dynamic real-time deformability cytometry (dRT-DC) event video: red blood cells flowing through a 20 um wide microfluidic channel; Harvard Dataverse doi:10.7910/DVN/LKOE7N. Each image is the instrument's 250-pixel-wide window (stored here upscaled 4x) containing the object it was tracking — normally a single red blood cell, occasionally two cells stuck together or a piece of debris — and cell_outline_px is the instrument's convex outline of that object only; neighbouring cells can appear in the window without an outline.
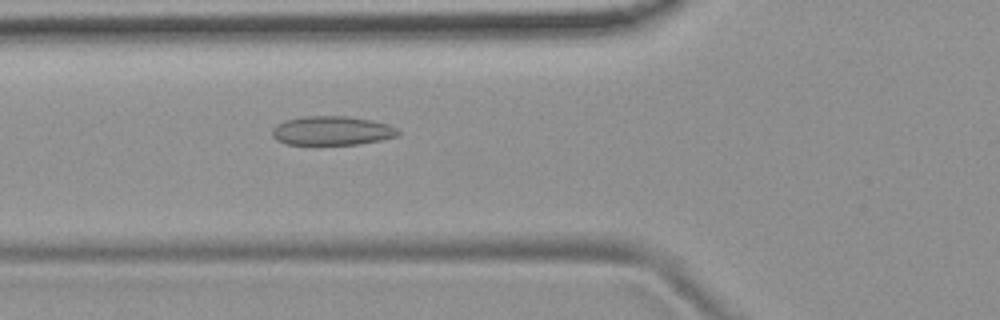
{"species": "common noctule bat (a hibernating species)", "species_latin": "Nyctalus noctula", "temperature_condition": "room temperature", "stored_images_in_passage": 52, "camera_frame_rate_fps": 3000, "um_per_image_px": 0.085, "animal": {"sex": "female", "body_mass_g": 19.9}, "frame": {"image": 1, "passage_image": 19, "time_ms": 6.0, "image_size_px": [1000, 320], "cell_outline_px": [[400, 132], [396, 136], [380, 140], [356, 144], [288, 144], [276, 140], [272, 136], [272, 128], [276, 124], [284, 120], [304, 116], [344, 116], [372, 120], [388, 124], [400, 128]], "centroid_in_image_um": [28.21, 11.1], "position_along_channel_um": 97.6, "area_um2": 21.33}}
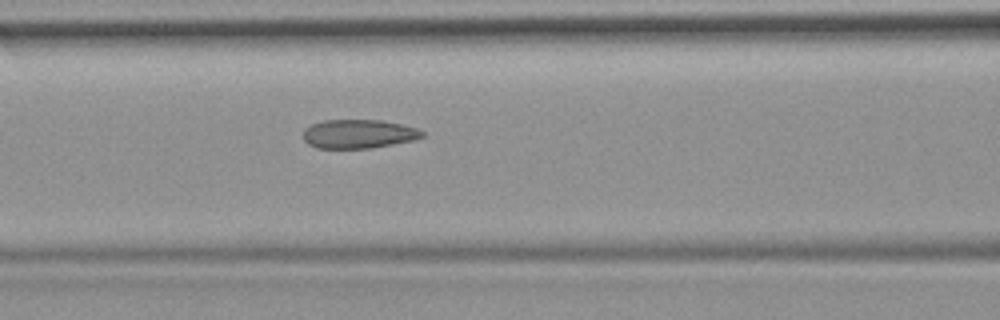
{"frame": {"image": 2, "passage_image": 22, "time_ms": 7.0, "image_size_px": [1000, 320], "cell_outline_px": [[424, 136], [412, 140], [372, 148], [316, 148], [308, 144], [304, 140], [304, 128], [312, 124], [324, 120], [380, 120], [400, 124], [416, 128], [424, 132]], "centroid_in_image_um": [30.45, 11.38], "position_along_channel_um": 136.2, "area_um2": 19.88}}
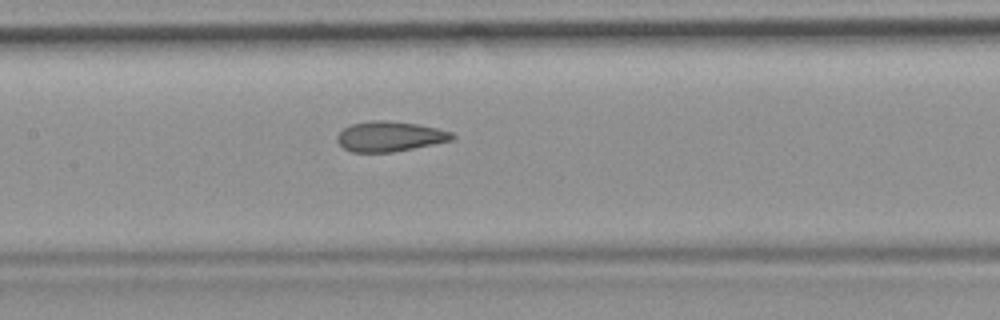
{"frame": {"image": 3, "passage_image": 25, "time_ms": 8.0, "image_size_px": [1000, 320], "cell_outline_px": [[456, 136], [452, 140], [392, 152], [352, 152], [344, 148], [336, 140], [336, 136], [344, 128], [352, 124], [372, 120], [388, 120], [420, 124], [452, 132]], "centroid_in_image_um": [33.12, 11.58], "position_along_channel_um": 174.3, "area_um2": 20.11}, "authors_computed_cell_mechanics": {"area_um2": 21.0103, "velocity_mm_per_s": 3.8156, "shape_relaxation_time_tau1_ms": null, "shape_relaxation_time_tau2_ms": 1.6988, "deformation_change_tau1": null, "deformation_change_tau2": 0.0986}}